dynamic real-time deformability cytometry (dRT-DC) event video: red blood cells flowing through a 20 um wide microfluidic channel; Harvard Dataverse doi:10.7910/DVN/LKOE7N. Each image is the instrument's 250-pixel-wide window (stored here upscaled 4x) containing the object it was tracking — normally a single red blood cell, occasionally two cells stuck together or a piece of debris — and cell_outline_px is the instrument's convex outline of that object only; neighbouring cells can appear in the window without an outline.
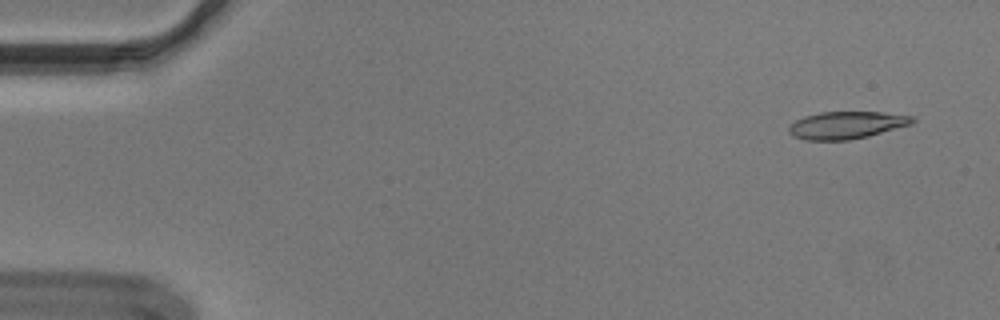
{"species": "Egyptian fruit bat (a non-hibernating species)", "species_latin": "Rousettus aegyptiacus", "temperature_condition": "cold", "stored_images_in_passage": 14, "camera_frame_rate_fps": 3000, "um_per_image_px": 0.085, "animal": {"sex": "male"}, "frame": {"image": 1, "passage_image": 3, "time_ms": 0.667, "image_size_px": [1000, 320], "cell_outline_px": [[916, 120], [912, 124], [868, 136], [848, 140], [804, 140], [792, 136], [788, 132], [788, 128], [796, 120], [804, 116], [820, 112], [884, 112], [912, 116]], "centroid_in_image_um": [71.94, 10.63], "position_along_channel_um": 13.1, "area_um2": 19.71}}